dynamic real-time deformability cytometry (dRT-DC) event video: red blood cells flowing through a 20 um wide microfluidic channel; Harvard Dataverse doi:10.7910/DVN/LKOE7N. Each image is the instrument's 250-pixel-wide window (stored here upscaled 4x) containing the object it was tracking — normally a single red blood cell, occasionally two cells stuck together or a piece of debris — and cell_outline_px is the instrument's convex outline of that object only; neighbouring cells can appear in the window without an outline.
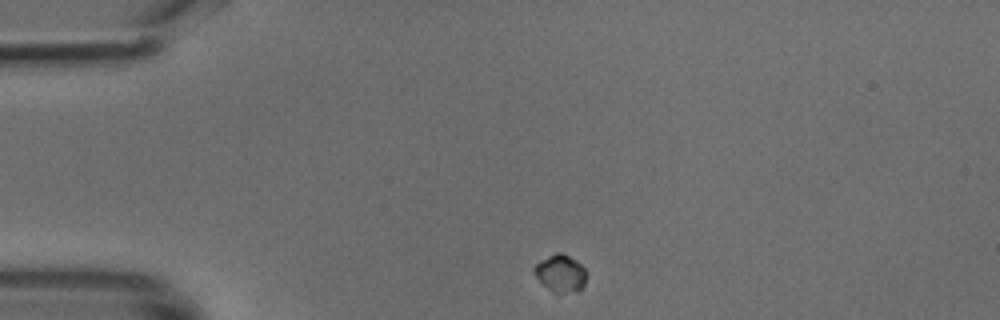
{"species": "common noctule bat (a hibernating species)", "species_latin": "Nyctalus noctula", "temperature_condition": "cold", "stored_images_in_passage": 41, "camera_frame_rate_fps": 3000, "um_per_image_px": 0.085, "animal": {"sex": "male", "body_mass_g": 18.8}, "frame": {"image": 1, "passage_image": 1, "time_ms": 0.0, "image_size_px": [1000, 320], "cell_outline_px": [[588, 276], [584, 284], [576, 292], [552, 292], [532, 272], [532, 268], [540, 260], [556, 252], [560, 252], [576, 260], [584, 268]], "centroid_in_image_um": [47.65, 23.22], "position_along_channel_um": 37.4, "area_um2": 11.27}}
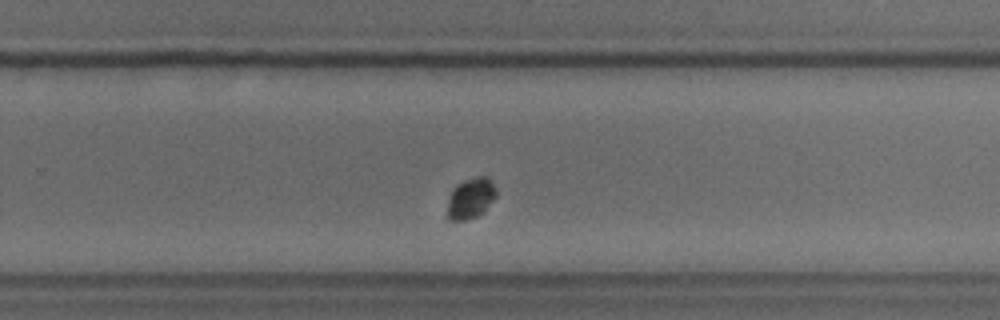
{"frame": {"image": 2, "passage_image": 23, "time_ms": 7.333, "image_size_px": [1000, 320], "cell_outline_px": [[496, 196], [484, 212], [480, 216], [464, 220], [448, 220], [448, 196], [452, 188], [456, 184], [476, 176], [488, 176], [496, 192]], "centroid_in_image_um": [39.99, 16.86], "position_along_channel_um": 289.8, "area_um2": 11.68}}
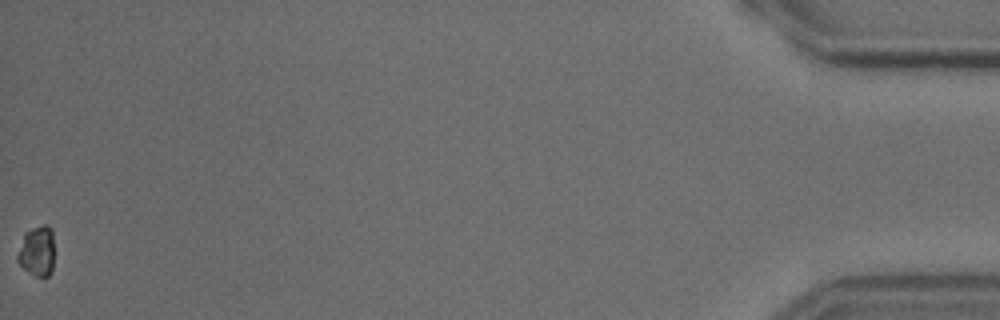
{"frame": {"image": 3, "passage_image": 41, "time_ms": 13.333, "image_size_px": [1000, 320], "cell_outline_px": [[52, 272], [48, 276], [36, 276], [24, 268], [16, 260], [16, 256], [24, 232], [32, 228], [44, 224], [48, 224], [52, 228]], "centroid_in_image_um": [3.12, 21.31], "position_along_channel_um": 432.1, "area_um2": 10.69}}